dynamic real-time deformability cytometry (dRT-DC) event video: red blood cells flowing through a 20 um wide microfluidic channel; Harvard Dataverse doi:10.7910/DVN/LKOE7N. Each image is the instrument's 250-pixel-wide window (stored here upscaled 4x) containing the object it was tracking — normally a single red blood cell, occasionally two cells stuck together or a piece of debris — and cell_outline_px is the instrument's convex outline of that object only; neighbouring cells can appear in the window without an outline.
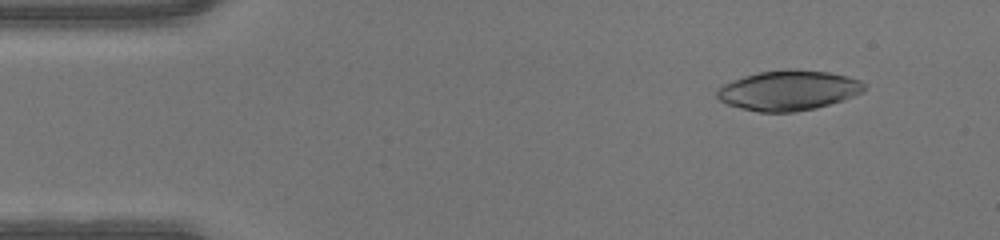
{"species": "human", "species_latin": "Homo sapiens", "temperature_condition": "warm", "stored_images_in_passage": 47, "camera_frame_rate_fps": 3000, "um_per_image_px": 0.085, "donor": {"sex": "male"}, "frame": {"image": 1, "passage_image": 5, "time_ms": 1.333, "image_size_px": [1000, 240], "cell_outline_px": [[864, 92], [844, 100], [816, 108], [792, 112], [760, 112], [740, 108], [728, 104], [720, 100], [716, 96], [716, 88], [732, 80], [744, 76], [760, 72], [788, 68], [792, 68], [828, 72], [848, 76], [860, 80], [864, 84]], "centroid_in_image_um": [67.02, 7.68], "position_along_channel_um": 18.0, "area_um2": 34.51}}
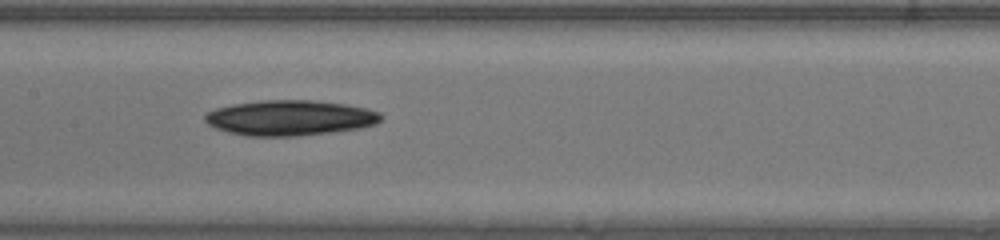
{"frame": {"image": 2, "passage_image": 23, "time_ms": 7.333, "image_size_px": [1000, 240], "cell_outline_px": [[384, 116], [376, 124], [360, 128], [332, 132], [296, 136], [248, 136], [228, 132], [216, 128], [208, 124], [204, 120], [204, 116], [208, 112], [216, 108], [232, 104], [260, 100], [312, 100], [348, 104], [368, 108], [380, 112]], "centroid_in_image_um": [24.67, 10.01], "position_along_channel_um": 182.7, "area_um2": 36.47}}
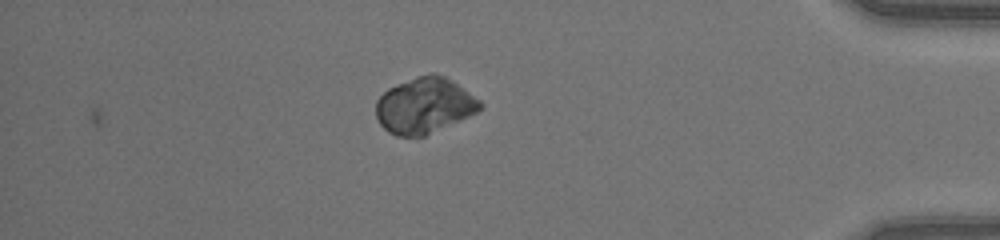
{"frame": {"image": 3, "passage_image": 41, "time_ms": 13.333, "image_size_px": [1000, 240], "cell_outline_px": [[484, 104], [476, 112], [468, 116], [424, 136], [396, 136], [388, 132], [380, 124], [376, 116], [376, 100], [388, 88], [396, 84], [416, 76], [428, 72], [432, 72], [444, 76], [480, 100]], "centroid_in_image_um": [36.04, 8.96], "position_along_channel_um": 399.2, "area_um2": 33.58}}